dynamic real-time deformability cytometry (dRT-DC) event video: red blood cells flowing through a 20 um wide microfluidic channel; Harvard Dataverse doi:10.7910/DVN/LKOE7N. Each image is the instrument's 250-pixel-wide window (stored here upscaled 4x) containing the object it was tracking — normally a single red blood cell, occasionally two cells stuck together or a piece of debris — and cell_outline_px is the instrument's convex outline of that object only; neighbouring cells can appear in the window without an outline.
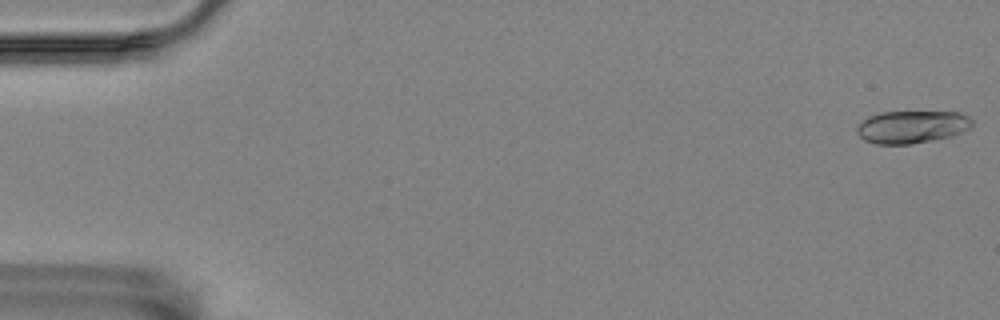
{"species": "Egyptian fruit bat (a non-hibernating species)", "species_latin": "Rousettus aegyptiacus", "temperature_condition": "room temperature", "stored_images_in_passage": 57, "camera_frame_rate_fps": 3000, "um_per_image_px": 0.085, "animal": {"sex": "female"}, "frame": {"image": 1, "passage_image": 1, "time_ms": 0.0, "image_size_px": [1000, 320], "cell_outline_px": [[972, 128], [964, 132], [952, 136], [912, 144], [876, 144], [864, 140], [856, 132], [856, 128], [868, 116], [880, 112], [960, 112], [968, 116], [972, 120]], "centroid_in_image_um": [77.54, 10.79], "position_along_channel_um": 7.5, "area_um2": 22.02}}
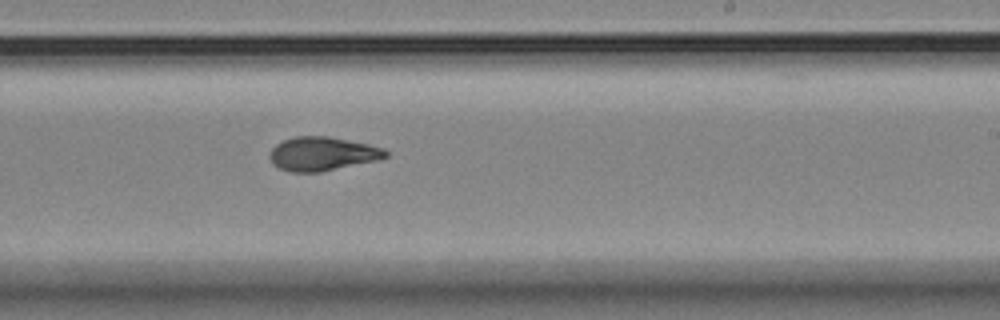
{"frame": {"image": 2, "passage_image": 35, "time_ms": 11.333, "image_size_px": [1000, 320], "cell_outline_px": [[388, 156], [380, 160], [320, 172], [292, 172], [280, 168], [272, 164], [268, 156], [272, 148], [276, 144], [284, 140], [296, 136], [328, 136], [368, 144], [384, 148], [388, 152]], "centroid_in_image_um": [27.41, 13.08], "position_along_channel_um": 261.6, "area_um2": 22.95}}
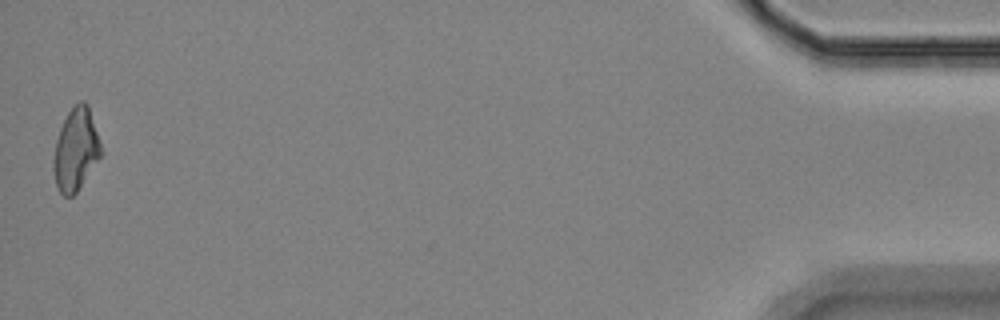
{"frame": {"image": 3, "passage_image": 57, "time_ms": 18.667, "image_size_px": [1000, 320], "cell_outline_px": [[104, 152], [76, 192], [72, 196], [64, 196], [60, 192], [56, 184], [52, 168], [52, 164], [56, 140], [60, 128], [68, 112], [80, 100], [84, 100], [88, 104]], "centroid_in_image_um": [6.45, 12.7], "position_along_channel_um": 428.7, "area_um2": 22.83}, "authors_computed_cell_mechanics": {"area_um2": 22.4842, "velocity_mm_per_s": 3.4837, "shape_relaxation_time_tau1_ms": 6.0291, "shape_relaxation_time_tau2_ms": 2.6508, "deformation_change_tau1": 0.1744, "deformation_change_tau2": 0.0882}}